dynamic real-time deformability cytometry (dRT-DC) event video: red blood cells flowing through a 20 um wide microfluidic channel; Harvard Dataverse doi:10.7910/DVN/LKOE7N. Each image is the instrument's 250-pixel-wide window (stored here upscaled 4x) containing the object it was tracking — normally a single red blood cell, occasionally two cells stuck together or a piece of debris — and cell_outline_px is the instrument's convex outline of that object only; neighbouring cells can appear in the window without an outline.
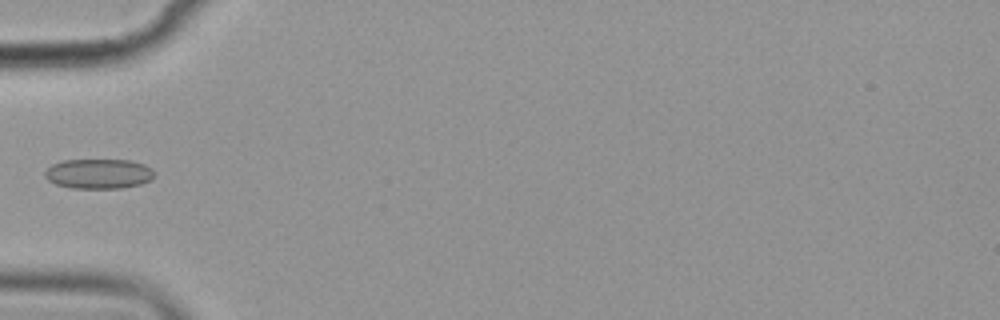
{"species": "common noctule bat (a hibernating species)", "species_latin": "Nyctalus noctula", "temperature_condition": "cold", "stored_images_in_passage": 8, "camera_frame_rate_fps": 3000, "um_per_image_px": 0.085, "animal": {"sex": "female", "body_mass_g": 19.9}, "frame": {"image": 1, "passage_image": 6, "time_ms": 6.0, "image_size_px": [1000, 320], "cell_outline_px": [[156, 176], [152, 180], [140, 184], [120, 188], [72, 188], [56, 184], [48, 180], [44, 176], [44, 172], [52, 164], [64, 160], [132, 160], [144, 164], [152, 168], [156, 172]], "centroid_in_image_um": [8.43, 14.76], "position_along_channel_um": 76.6, "area_um2": 19.25}}
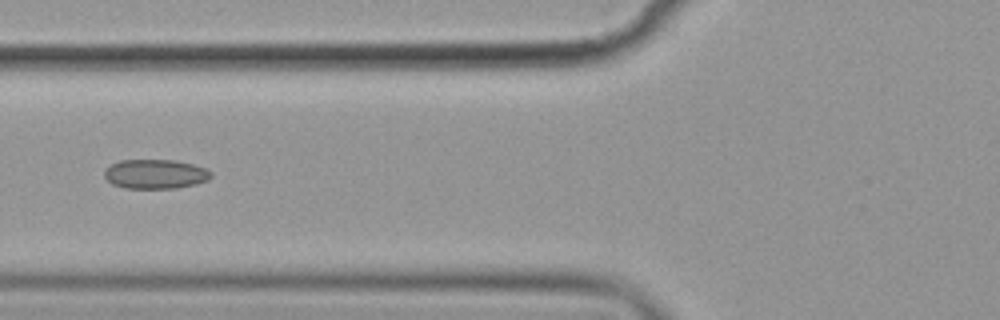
{"frame": {"image": 2, "passage_image": 7, "time_ms": 7.0, "image_size_px": [1000, 320], "cell_outline_px": [[212, 176], [208, 180], [196, 184], [176, 188], [124, 188], [112, 184], [104, 176], [104, 172], [112, 164], [120, 160], [172, 160], [192, 164], [204, 168], [212, 172]], "centroid_in_image_um": [13.21, 14.8], "position_along_channel_um": 112.6, "area_um2": 18.15}}
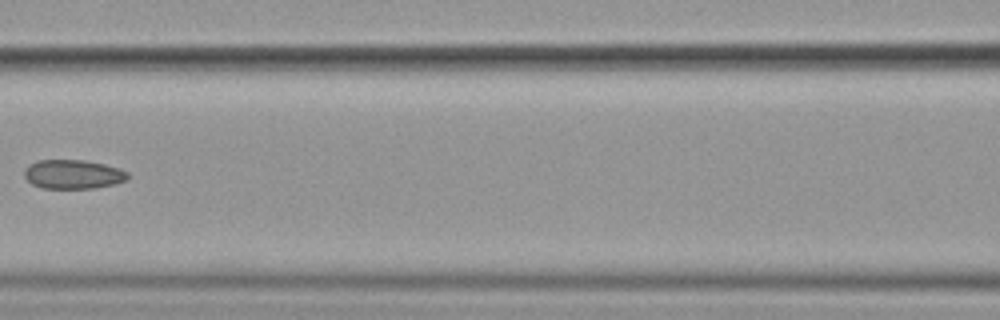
{"frame": {"image": 3, "passage_image": 8, "time_ms": 8.333, "image_size_px": [1000, 320], "cell_outline_px": [[128, 176], [124, 180], [116, 184], [96, 188], [40, 188], [32, 184], [24, 176], [24, 168], [28, 164], [40, 160], [84, 160], [104, 164], [120, 168], [128, 172]], "centroid_in_image_um": [6.19, 14.81], "position_along_channel_um": 160.4, "area_um2": 17.63}}